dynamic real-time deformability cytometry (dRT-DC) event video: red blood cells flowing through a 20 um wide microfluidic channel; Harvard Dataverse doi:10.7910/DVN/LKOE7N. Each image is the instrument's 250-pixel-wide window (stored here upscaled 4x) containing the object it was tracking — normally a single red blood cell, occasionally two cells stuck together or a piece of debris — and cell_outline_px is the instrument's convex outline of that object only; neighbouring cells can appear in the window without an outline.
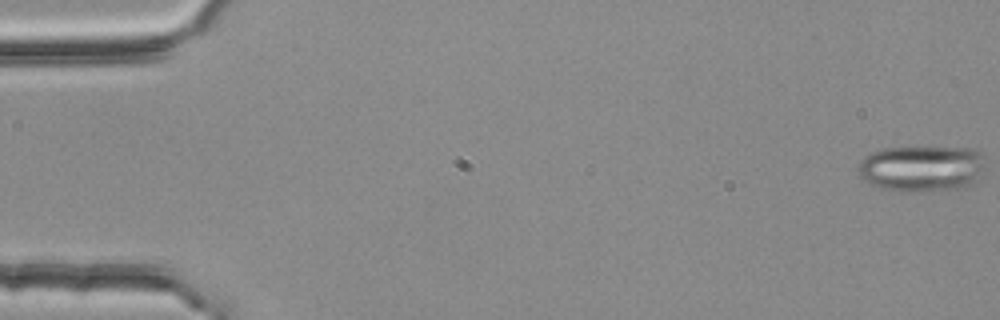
{"species": "common noctule bat (a hibernating species)", "species_latin": "Nyctalus noctula", "temperature_condition": "room temperature", "stored_images_in_passage": 56, "camera_frame_rate_fps": 3000, "um_per_image_px": 0.085, "animal": {"sex": "female", "body_mass_g": 25.1}, "frame": {"image": 1, "passage_image": 1, "time_ms": 0.0, "image_size_px": [1000, 320], "cell_outline_px": [[980, 176], [972, 184], [964, 188], [920, 192], [900, 192], [880, 188], [872, 184], [860, 176], [856, 168], [860, 160], [864, 156], [872, 152], [884, 148], [976, 148], [980, 152]], "centroid_in_image_um": [78.28, 14.34], "position_along_channel_um": 6.7, "area_um2": 34.16}}
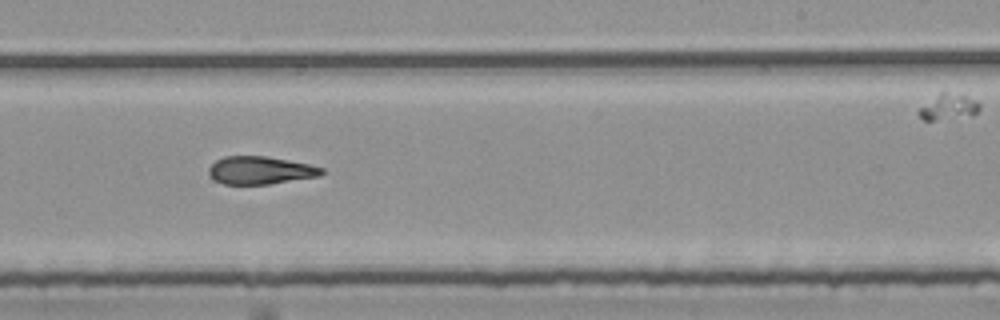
{"frame": {"image": 2, "passage_image": 34, "time_ms": 11.0, "image_size_px": [1000, 320], "cell_outline_px": [[324, 172], [320, 176], [268, 184], [224, 184], [216, 180], [208, 172], [208, 168], [216, 160], [224, 156], [264, 156], [308, 164], [324, 168]], "centroid_in_image_um": [22.13, 14.47], "position_along_channel_um": 266.9, "area_um2": 18.09}}
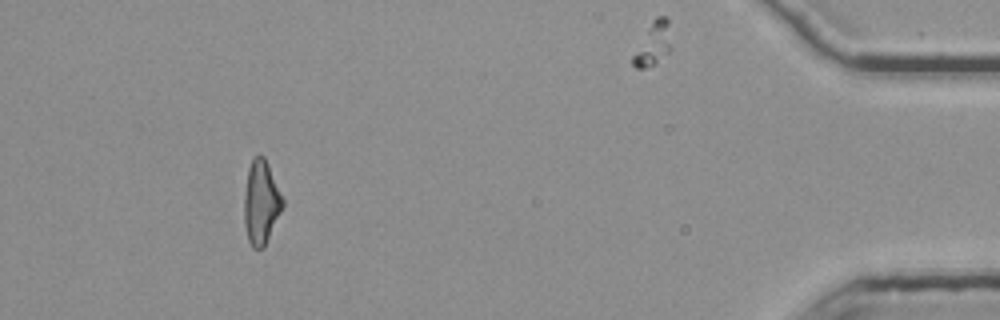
{"frame": {"image": 3, "passage_image": 51, "time_ms": 16.667, "image_size_px": [1000, 320], "cell_outline_px": [[284, 204], [264, 248], [252, 248], [248, 240], [244, 224], [244, 196], [248, 168], [252, 160], [256, 156], [264, 156], [268, 164], [284, 200]], "centroid_in_image_um": [22.18, 17.23], "position_along_channel_um": 413.0, "area_um2": 18.67}, "authors_computed_cell_mechanics": {"area_um2": 19.5653, "velocity_mm_per_s": 3.7884, "shape_relaxation_time_tau1_ms": null, "shape_relaxation_time_tau2_ms": 3.2179, "deformation_change_tau1": null, "deformation_change_tau2": 0.1303}}